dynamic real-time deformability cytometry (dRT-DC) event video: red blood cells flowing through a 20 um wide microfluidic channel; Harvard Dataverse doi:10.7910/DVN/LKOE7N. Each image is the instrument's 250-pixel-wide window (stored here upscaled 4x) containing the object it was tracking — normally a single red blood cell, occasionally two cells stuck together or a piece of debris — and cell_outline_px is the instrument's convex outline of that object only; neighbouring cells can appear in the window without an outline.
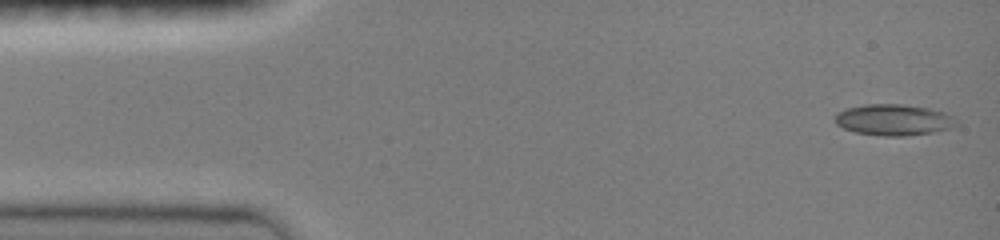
{"species": "common noctule bat (a hibernating species)", "species_latin": "Nyctalus noctula", "temperature_condition": "room temperature", "stored_images_in_passage": 46, "camera_frame_rate_fps": 3000, "um_per_image_px": 0.085, "animal": {"sex": "female", "body_mass_g": 19.0, "forearm_length_mm": 51.5}, "frame": {"image": 1, "passage_image": 1, "time_ms": 0.0, "image_size_px": [1000, 240], "cell_outline_px": [[956, 124], [952, 128], [932, 132], [904, 136], [884, 136], [856, 132], [844, 128], [836, 124], [836, 112], [848, 108], [864, 104], [900, 104], [928, 108], [944, 112], [956, 116]], "centroid_in_image_um": [75.98, 10.18], "position_along_channel_um": 9.0, "area_um2": 21.96}}
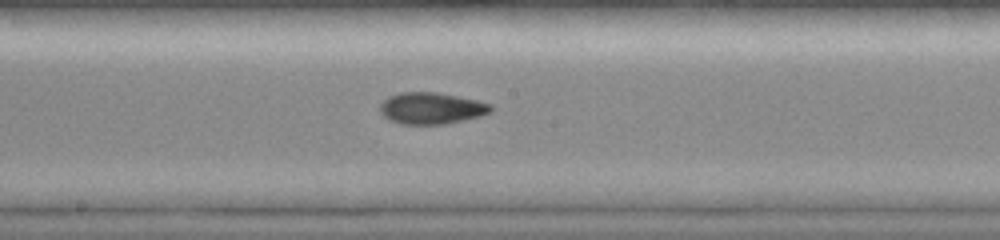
{"frame": {"image": 2, "passage_image": 24, "time_ms": 7.667, "image_size_px": [1000, 240], "cell_outline_px": [[492, 112], [480, 116], [444, 124], [400, 124], [384, 116], [380, 112], [380, 104], [388, 96], [400, 92], [436, 92], [476, 100], [492, 104]], "centroid_in_image_um": [36.66, 9.19], "position_along_channel_um": 211.5, "area_um2": 20.29}}
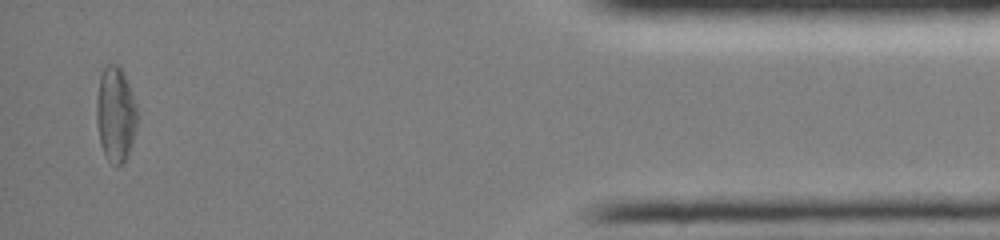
{"frame": {"image": 3, "passage_image": 44, "time_ms": 14.333, "image_size_px": [1000, 240], "cell_outline_px": [[136, 128], [128, 152], [124, 160], [116, 168], [108, 160], [100, 144], [96, 120], [96, 96], [100, 76], [104, 64], [120, 64], [124, 72], [136, 104]], "centroid_in_image_um": [9.79, 9.66], "position_along_channel_um": 425.4, "area_um2": 22.66}, "authors_computed_cell_mechanics": {"area_um2": 20.3456, "velocity_mm_per_s": 4.0863, "shape_relaxation_time_tau1_ms": 7.1903, "shape_relaxation_time_tau2_ms": 3.7465, "deformation_change_tau1": 0.1798, "deformation_change_tau2": 0.0823}}